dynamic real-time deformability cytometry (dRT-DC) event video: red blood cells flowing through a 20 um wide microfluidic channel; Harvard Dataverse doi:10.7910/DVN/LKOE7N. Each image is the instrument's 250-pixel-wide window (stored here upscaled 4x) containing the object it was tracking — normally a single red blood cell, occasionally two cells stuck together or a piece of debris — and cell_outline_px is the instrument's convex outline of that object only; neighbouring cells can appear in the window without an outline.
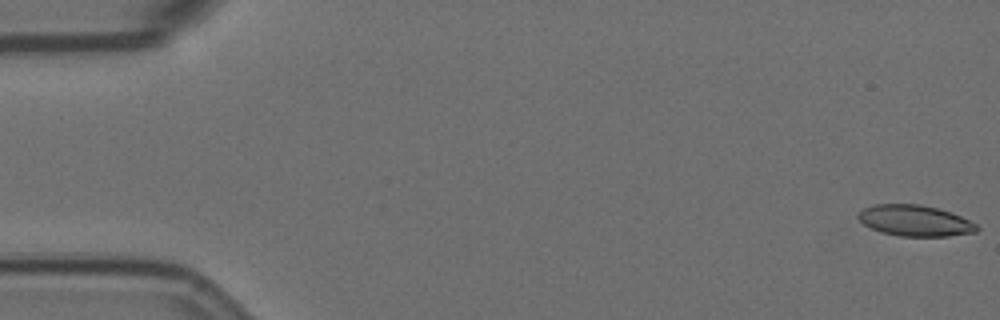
{"species": "Egyptian fruit bat (a non-hibernating species)", "species_latin": "Rousettus aegyptiacus", "temperature_condition": "room temperature", "stored_images_in_passage": 59, "camera_frame_rate_fps": 3000, "um_per_image_px": 0.085, "animal": {"sex": "female"}, "frame": {"image": 1, "passage_image": 1, "time_ms": 0.0, "image_size_px": [1000, 320], "cell_outline_px": [[980, 228], [976, 232], [948, 236], [900, 236], [880, 232], [864, 224], [856, 216], [864, 208], [872, 204], [920, 204], [936, 208], [960, 216], [976, 224]], "centroid_in_image_um": [77.75, 18.76], "position_along_channel_um": 7.2, "area_um2": 21.27}}
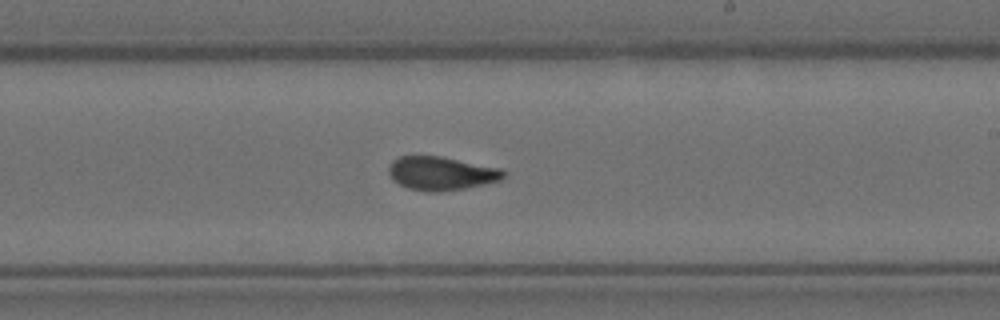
{"frame": {"image": 2, "passage_image": 34, "time_ms": 11.0, "image_size_px": [1000, 320], "cell_outline_px": [[504, 176], [500, 180], [484, 184], [464, 188], [436, 192], [432, 192], [408, 188], [392, 180], [388, 172], [388, 168], [392, 160], [400, 156], [440, 156], [500, 168], [504, 172]], "centroid_in_image_um": [37.46, 14.73], "position_along_channel_um": 251.5, "area_um2": 22.25}}
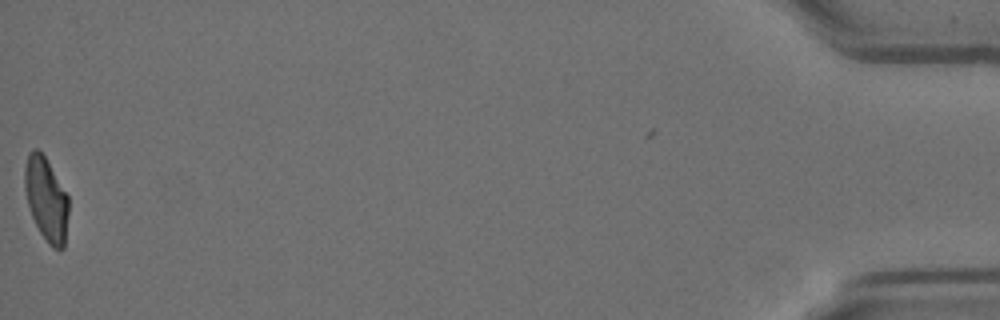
{"frame": {"image": 3, "passage_image": 58, "time_ms": 19.0, "image_size_px": [1000, 320], "cell_outline_px": [[68, 212], [64, 248], [52, 248], [48, 244], [40, 232], [32, 216], [28, 204], [24, 188], [24, 168], [28, 152], [32, 148], [36, 148], [44, 156], [68, 196]], "centroid_in_image_um": [3.91, 16.92], "position_along_channel_um": 431.3, "area_um2": 21.15}, "authors_computed_cell_mechanics": {"area_um2": 22.253, "velocity_mm_per_s": 3.5075, "shape_relaxation_time_tau1_ms": 7.0175, "shape_relaxation_time_tau2_ms": 1.6261, "deformation_change_tau1": 0.1784, "deformation_change_tau2": 0.0797}}